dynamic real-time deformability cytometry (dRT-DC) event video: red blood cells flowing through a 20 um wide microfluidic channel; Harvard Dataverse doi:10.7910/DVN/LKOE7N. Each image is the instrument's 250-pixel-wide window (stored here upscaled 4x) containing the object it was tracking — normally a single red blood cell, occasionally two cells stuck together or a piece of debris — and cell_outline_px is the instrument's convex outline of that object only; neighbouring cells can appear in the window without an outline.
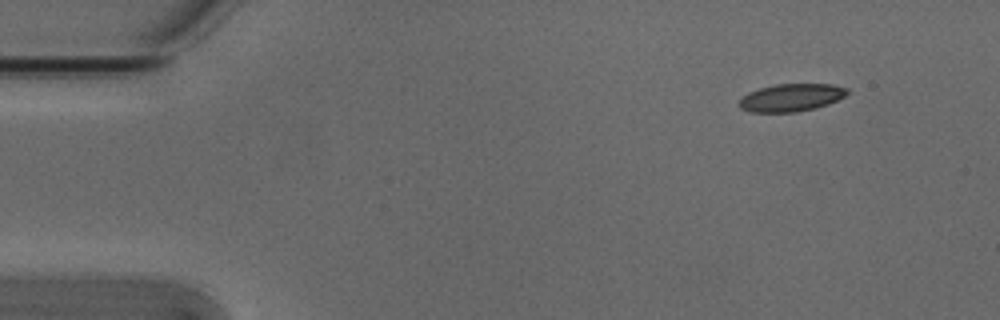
{"species": "Egyptian fruit bat (a non-hibernating species)", "species_latin": "Rousettus aegyptiacus", "temperature_condition": "cold", "stored_images_in_passage": 6, "camera_frame_rate_fps": 3000, "um_per_image_px": 0.085, "animal": {"sex": "male"}, "frame": {"image": 1, "passage_image": 1, "time_ms": 0.0, "image_size_px": [1000, 320], "cell_outline_px": [[848, 92], [844, 96], [828, 104], [816, 108], [796, 112], [748, 112], [740, 108], [740, 100], [748, 92], [760, 88], [776, 84], [832, 84], [848, 88]], "centroid_in_image_um": [67.25, 8.29], "position_along_channel_um": 17.7, "area_um2": 17.34}}
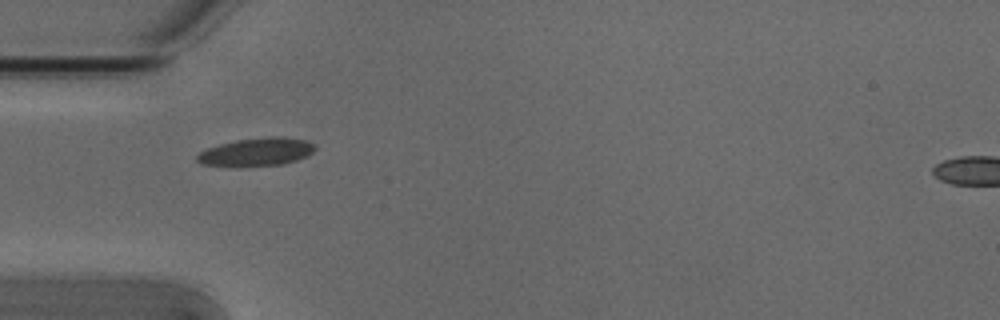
{"frame": {"image": 2, "passage_image": 4, "time_ms": 1.0, "image_size_px": [1000, 320], "cell_outline_px": [[316, 148], [312, 152], [296, 160], [280, 164], [240, 168], [200, 164], [196, 160], [196, 156], [200, 152], [208, 148], [220, 144], [236, 140], [268, 136], [284, 136], [304, 140], [312, 144]], "centroid_in_image_um": [21.74, 12.93], "position_along_channel_um": 63.3, "area_um2": 19.54}}
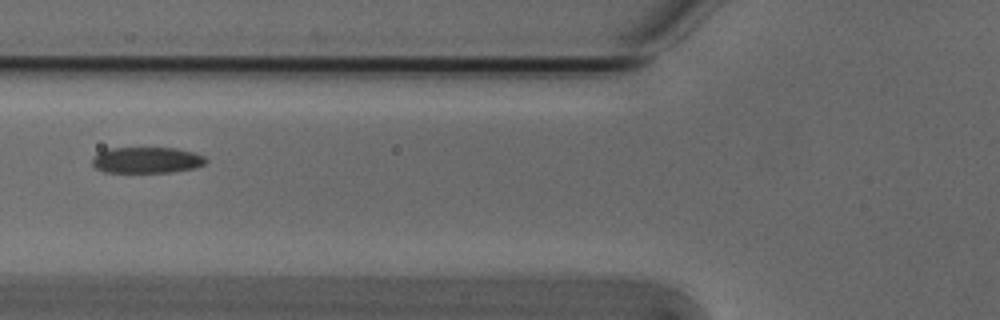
{"frame": {"image": 3, "passage_image": 5, "time_ms": 1.333, "image_size_px": [1000, 320], "cell_outline_px": [[208, 160], [204, 164], [196, 168], [172, 172], [104, 172], [96, 168], [92, 164], [92, 160], [100, 152], [108, 148], [176, 148], [192, 152], [204, 156]], "centroid_in_image_um": [12.5, 13.61], "position_along_channel_um": 113.3, "area_um2": 17.22}}